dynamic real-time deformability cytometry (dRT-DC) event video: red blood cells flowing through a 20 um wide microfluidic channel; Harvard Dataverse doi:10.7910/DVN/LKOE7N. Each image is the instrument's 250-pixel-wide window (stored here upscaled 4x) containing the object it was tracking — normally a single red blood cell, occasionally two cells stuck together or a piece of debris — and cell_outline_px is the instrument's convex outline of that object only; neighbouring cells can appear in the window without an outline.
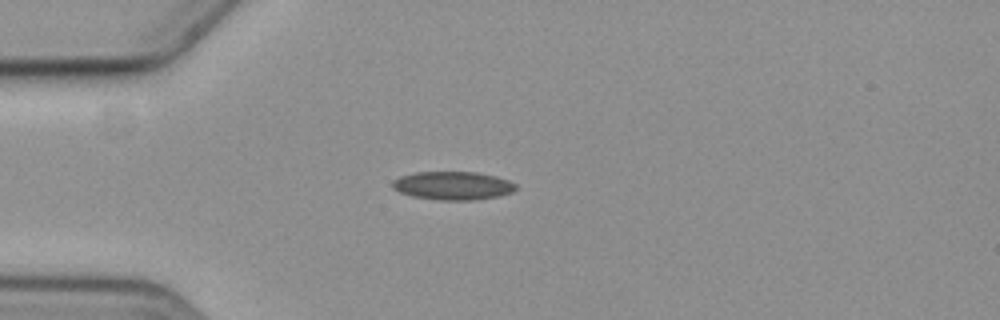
{"species": "common noctule bat (a hibernating species)", "species_latin": "Nyctalus noctula", "temperature_condition": "cold", "stored_images_in_passage": 9, "camera_frame_rate_fps": 3000, "um_per_image_px": 0.085, "animal": {"sex": "female", "body_mass_g": 19.3, "forearm_length_mm": 54.1}, "frame": {"image": 1, "passage_image": 4, "time_ms": 4.0, "image_size_px": [1000, 320], "cell_outline_px": [[516, 188], [512, 192], [496, 196], [472, 200], [440, 200], [412, 196], [400, 192], [392, 188], [392, 180], [400, 176], [416, 172], [476, 172], [496, 176], [508, 180], [516, 184]], "centroid_in_image_um": [38.46, 15.77], "position_along_channel_um": 46.5, "area_um2": 20.29}}
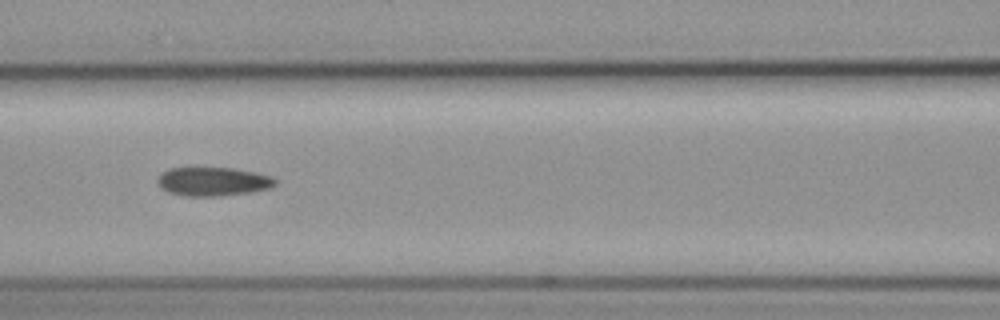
{"frame": {"image": 2, "passage_image": 7, "time_ms": 7.333, "image_size_px": [1000, 320], "cell_outline_px": [[276, 184], [268, 188], [248, 192], [216, 196], [184, 196], [168, 192], [160, 188], [156, 180], [164, 172], [172, 168], [232, 168], [272, 176], [276, 180]], "centroid_in_image_um": [18.07, 15.43], "position_along_channel_um": 148.5, "area_um2": 19.42}}
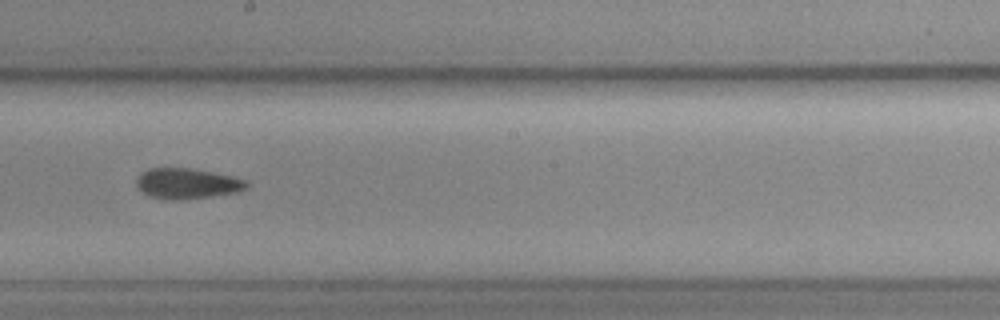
{"frame": {"image": 3, "passage_image": 9, "time_ms": 9.667, "image_size_px": [1000, 320], "cell_outline_px": [[248, 188], [236, 192], [208, 196], [176, 200], [164, 200], [148, 196], [136, 184], [136, 180], [140, 172], [148, 168], [188, 168], [212, 172], [232, 176], [248, 180]], "centroid_in_image_um": [15.88, 15.59], "position_along_channel_um": 232.3, "area_um2": 19.54}}